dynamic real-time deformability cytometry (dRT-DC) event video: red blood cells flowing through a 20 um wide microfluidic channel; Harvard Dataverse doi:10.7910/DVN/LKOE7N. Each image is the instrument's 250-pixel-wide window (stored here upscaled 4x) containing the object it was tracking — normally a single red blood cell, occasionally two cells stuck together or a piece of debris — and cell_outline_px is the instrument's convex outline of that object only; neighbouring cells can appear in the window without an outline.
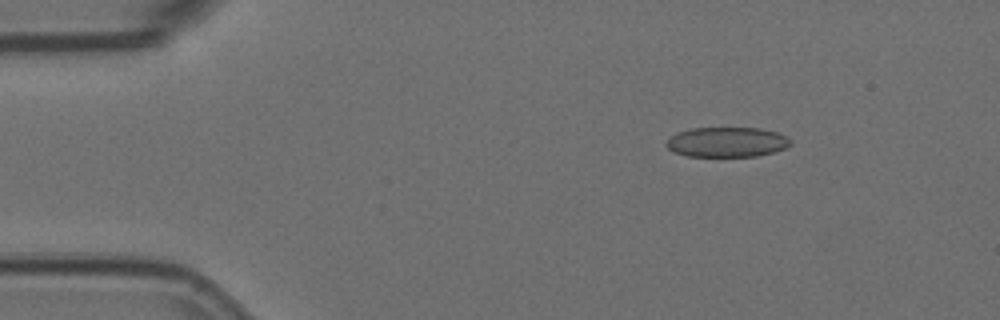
{"species": "Egyptian fruit bat (a non-hibernating species)", "species_latin": "Rousettus aegyptiacus", "temperature_condition": "room temperature", "stored_images_in_passage": 5, "camera_frame_rate_fps": 3000, "um_per_image_px": 0.085, "animal": {"sex": "female"}, "frame": {"image": 1, "passage_image": 2, "time_ms": 0.333, "image_size_px": [1000, 320], "cell_outline_px": [[792, 144], [784, 148], [772, 152], [756, 156], [688, 156], [672, 152], [664, 144], [676, 132], [692, 128], [760, 128], [776, 132], [792, 140]], "centroid_in_image_um": [61.76, 12.07], "position_along_channel_um": 23.2, "area_um2": 21.62}}
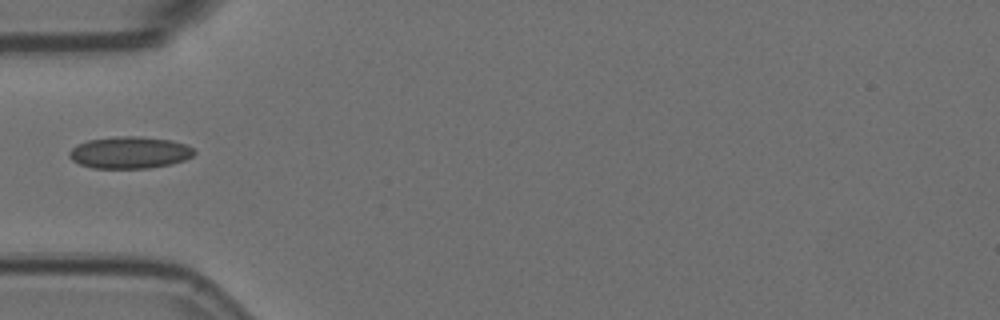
{"frame": {"image": 2, "passage_image": 5, "time_ms": 1.333, "image_size_px": [1000, 320], "cell_outline_px": [[196, 152], [192, 156], [184, 160], [172, 164], [148, 168], [92, 168], [80, 164], [72, 160], [68, 156], [68, 152], [76, 144], [88, 140], [116, 136], [140, 136], [172, 140], [188, 144]], "centroid_in_image_um": [11.02, 12.96], "position_along_channel_um": 74.0, "area_um2": 23.47}}